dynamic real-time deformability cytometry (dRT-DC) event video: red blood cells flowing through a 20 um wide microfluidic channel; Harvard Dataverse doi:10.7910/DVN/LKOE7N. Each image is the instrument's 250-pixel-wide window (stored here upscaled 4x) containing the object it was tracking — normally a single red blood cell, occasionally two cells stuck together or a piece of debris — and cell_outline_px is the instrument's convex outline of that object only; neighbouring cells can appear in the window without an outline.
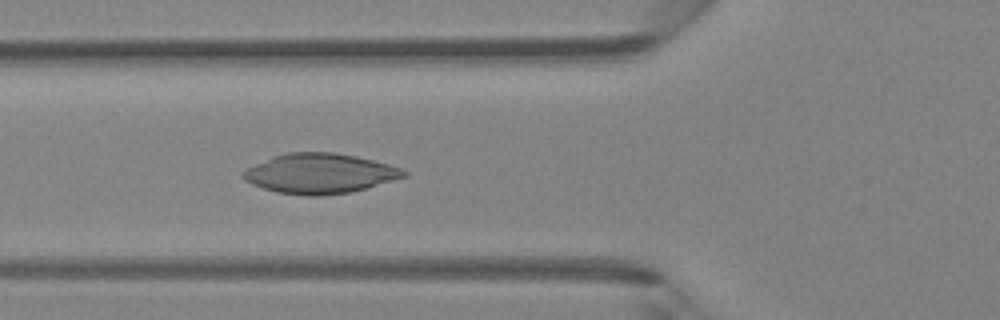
{"species": "Egyptian fruit bat (a non-hibernating species)", "species_latin": "Rousettus aegyptiacus", "temperature_condition": "room temperature", "stored_images_in_passage": 48, "camera_frame_rate_fps": 3000, "um_per_image_px": 0.085, "animal": {"sex": "female"}, "frame": {"image": 1, "passage_image": 18, "time_ms": 5.667, "image_size_px": [1000, 320], "cell_outline_px": [[408, 176], [352, 192], [320, 196], [304, 196], [276, 192], [252, 184], [244, 180], [240, 176], [240, 172], [244, 168], [272, 156], [288, 152], [332, 152], [356, 156], [388, 164], [400, 168], [408, 172]], "centroid_in_image_um": [27.13, 14.75], "position_along_channel_um": 98.7, "area_um2": 37.74}}
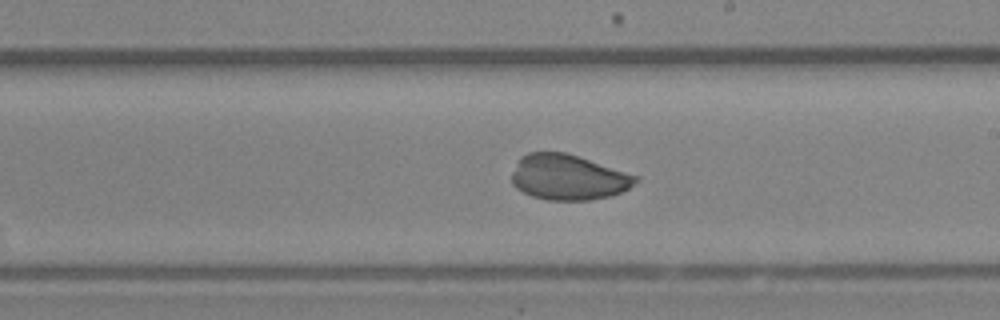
{"frame": {"image": 2, "passage_image": 28, "time_ms": 9.0, "image_size_px": [1000, 320], "cell_outline_px": [[640, 180], [628, 188], [612, 196], [588, 200], [548, 200], [532, 196], [516, 188], [512, 184], [512, 172], [520, 156], [528, 152], [568, 152], [640, 176]], "centroid_in_image_um": [48.32, 15.05], "position_along_channel_um": 240.7, "area_um2": 33.12}}
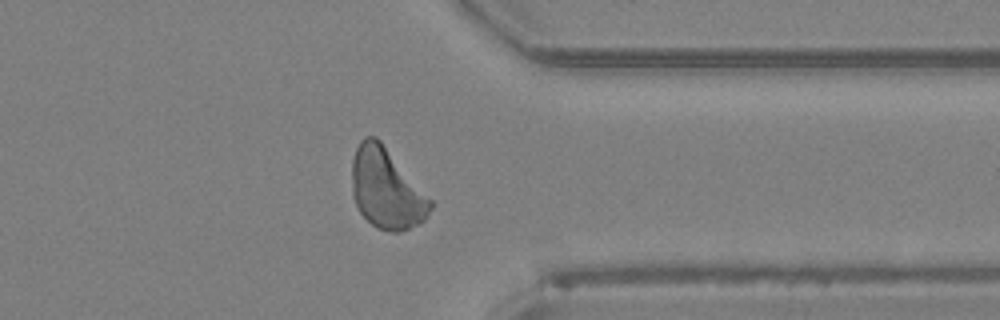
{"frame": {"image": 3, "passage_image": 38, "time_ms": 12.333, "image_size_px": [1000, 320], "cell_outline_px": [[432, 208], [424, 220], [420, 224], [400, 232], [392, 232], [376, 228], [360, 212], [352, 196], [352, 160], [356, 148], [360, 140], [364, 136], [376, 136], [380, 140], [432, 200]], "centroid_in_image_um": [32.84, 16.04], "position_along_channel_um": 378.6, "area_um2": 36.7}}